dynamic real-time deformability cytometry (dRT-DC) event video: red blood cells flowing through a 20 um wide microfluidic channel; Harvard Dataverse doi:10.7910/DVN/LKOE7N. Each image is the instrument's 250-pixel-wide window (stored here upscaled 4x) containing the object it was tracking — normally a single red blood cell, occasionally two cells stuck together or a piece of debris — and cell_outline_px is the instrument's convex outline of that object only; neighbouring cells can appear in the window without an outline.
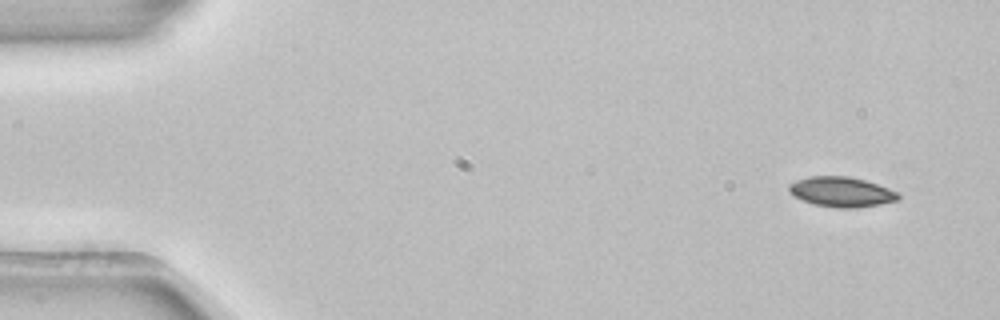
{"species": "common noctule bat (a hibernating species)", "species_latin": "Nyctalus noctula", "temperature_condition": "room temperature", "stored_images_in_passage": 4, "camera_frame_rate_fps": 3000, "um_per_image_px": 0.085, "animal": {"sex": "female", "body_mass_g": 22.7, "forearm_length_mm": 54.2}, "frame": {"image": 1, "passage_image": 1, "time_ms": 0.0, "image_size_px": [1000, 320], "cell_outline_px": [[900, 196], [896, 200], [880, 204], [856, 208], [836, 208], [816, 204], [792, 196], [788, 192], [788, 184], [796, 180], [808, 176], [848, 176], [864, 180], [900, 192]], "centroid_in_image_um": [71.49, 16.3], "position_along_channel_um": 13.5, "area_um2": 19.13}}
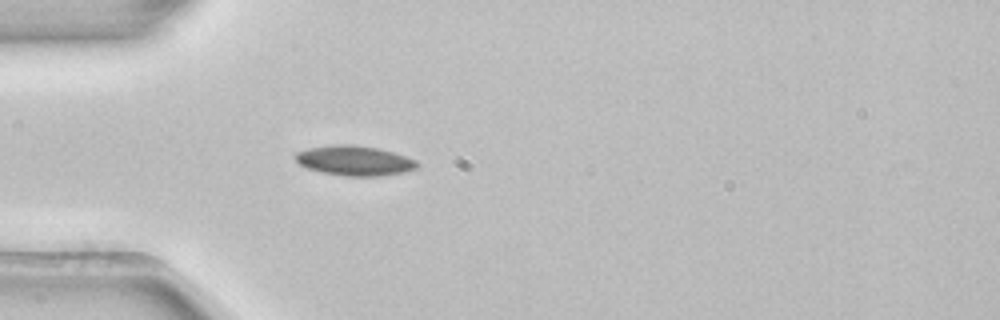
{"frame": {"image": 2, "passage_image": 4, "time_ms": 1.0, "image_size_px": [1000, 320], "cell_outline_px": [[420, 164], [416, 168], [404, 172], [380, 176], [344, 176], [324, 172], [308, 168], [300, 164], [292, 156], [296, 152], [308, 148], [332, 144], [352, 144], [380, 148], [416, 160]], "centroid_in_image_um": [30.12, 13.64], "position_along_channel_um": 54.9, "area_um2": 21.27}}